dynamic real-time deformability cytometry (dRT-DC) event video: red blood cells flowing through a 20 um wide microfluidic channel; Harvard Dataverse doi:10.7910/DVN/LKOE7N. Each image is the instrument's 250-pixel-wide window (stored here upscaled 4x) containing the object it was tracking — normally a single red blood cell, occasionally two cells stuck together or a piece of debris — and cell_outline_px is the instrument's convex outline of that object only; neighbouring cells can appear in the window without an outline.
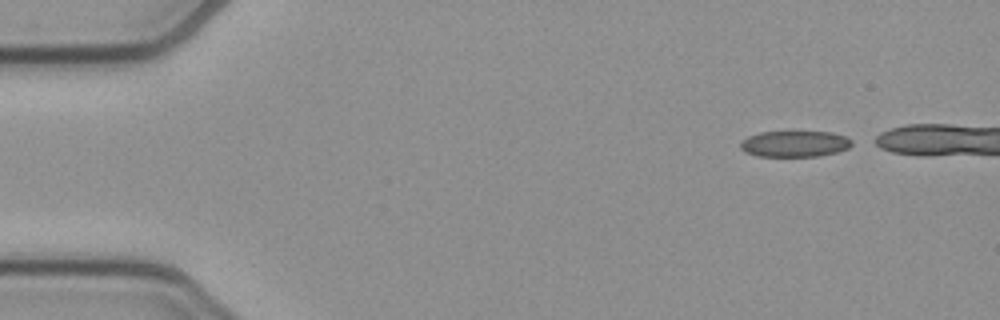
{"species": "common noctule bat (a hibernating species)", "species_latin": "Nyctalus noctula", "temperature_condition": "cold", "stored_images_in_passage": 40, "camera_frame_rate_fps": 3000, "um_per_image_px": 0.085, "animal": {"sex": "female", "body_mass_g": 21.9}, "frame": {"image": 1, "passage_image": 1, "time_ms": 0.0, "image_size_px": [1000, 320], "cell_outline_px": [[852, 144], [848, 148], [836, 152], [820, 156], [756, 156], [744, 152], [740, 148], [740, 140], [748, 136], [760, 132], [832, 132], [844, 136], [852, 140]], "centroid_in_image_um": [67.51, 12.23], "position_along_channel_um": 17.5, "area_um2": 16.99}}
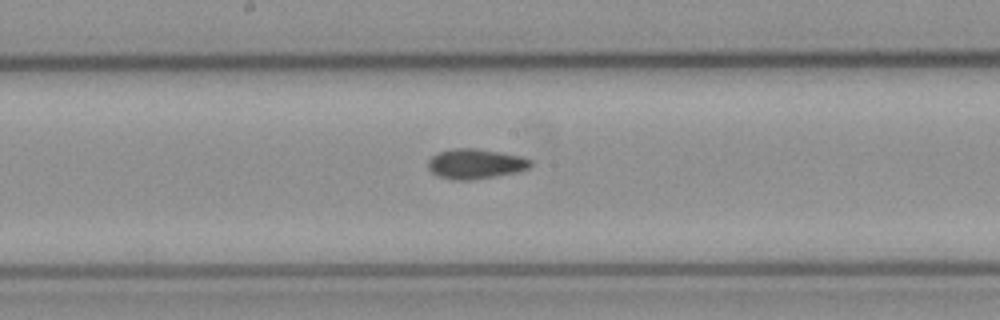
{"frame": {"image": 2, "passage_image": 23, "time_ms": 7.333, "image_size_px": [1000, 320], "cell_outline_px": [[532, 164], [528, 168], [516, 172], [496, 176], [472, 180], [452, 180], [436, 176], [428, 168], [428, 160], [436, 152], [452, 148], [476, 148], [500, 152], [520, 156], [532, 160]], "centroid_in_image_um": [40.37, 13.92], "position_along_channel_um": 207.8, "area_um2": 18.09}}
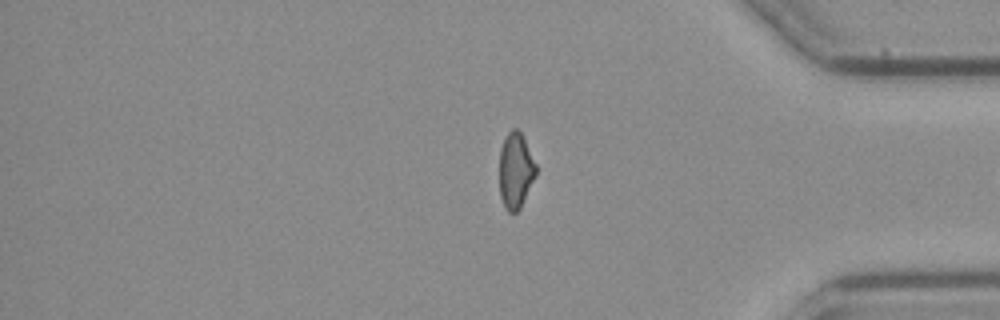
{"frame": {"image": 3, "passage_image": 39, "time_ms": 12.667, "image_size_px": [1000, 320], "cell_outline_px": [[536, 176], [520, 208], [516, 212], [508, 212], [504, 208], [500, 196], [500, 148], [504, 136], [512, 128], [516, 128], [520, 132], [536, 164]], "centroid_in_image_um": [43.81, 14.5], "position_along_channel_um": 391.4, "area_um2": 16.13}}